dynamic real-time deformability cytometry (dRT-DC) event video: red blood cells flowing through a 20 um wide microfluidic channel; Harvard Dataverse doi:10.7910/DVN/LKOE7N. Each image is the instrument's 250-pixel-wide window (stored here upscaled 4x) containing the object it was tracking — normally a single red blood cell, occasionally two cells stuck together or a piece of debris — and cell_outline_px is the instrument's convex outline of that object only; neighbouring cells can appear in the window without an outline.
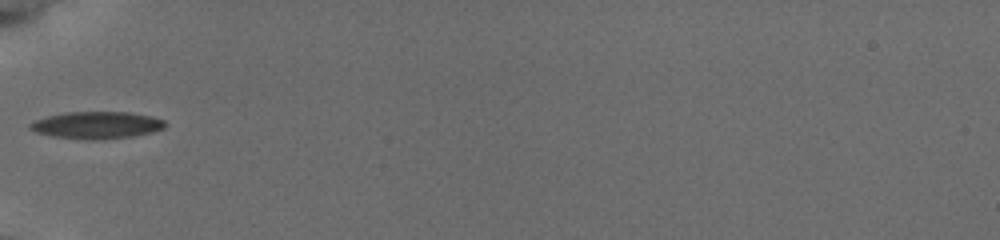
{"species": "common noctule bat (a hibernating species)", "species_latin": "Nyctalus noctula", "temperature_condition": "cold", "stored_images_in_passage": 15, "camera_frame_rate_fps": 3000, "um_per_image_px": 0.085, "animal": {"sex": "female", "body_mass_g": 19.5, "forearm_length_mm": 54.1}, "frame": {"image": 1, "passage_image": 1, "time_ms": 0.0, "image_size_px": [1000, 240], "cell_outline_px": [[164, 128], [152, 132], [132, 136], [100, 140], [92, 140], [52, 136], [36, 132], [28, 128], [28, 124], [36, 120], [48, 116], [64, 112], [132, 112], [152, 116], [164, 120]], "centroid_in_image_um": [8.21, 10.63], "position_along_channel_um": 76.8, "area_um2": 21.33}}
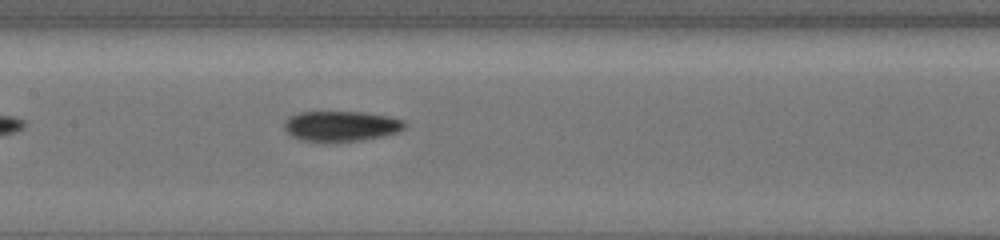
{"frame": {"image": 2, "passage_image": 8, "time_ms": 2.667, "image_size_px": [1000, 240], "cell_outline_px": [[408, 124], [400, 132], [384, 136], [360, 140], [328, 144], [324, 144], [300, 140], [292, 136], [284, 128], [284, 120], [288, 116], [300, 112], [364, 112], [388, 116], [404, 120]], "centroid_in_image_um": [28.98, 10.75], "position_along_channel_um": 178.4, "area_um2": 22.02}}
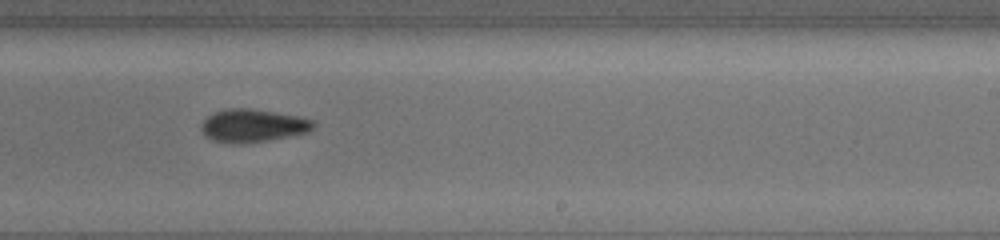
{"frame": {"image": 3, "passage_image": 11, "time_ms": 5.0, "image_size_px": [1000, 240], "cell_outline_px": [[316, 124], [312, 128], [304, 132], [268, 140], [236, 144], [216, 140], [208, 136], [200, 128], [204, 120], [208, 116], [216, 112], [228, 108], [248, 108], [296, 116], [312, 120]], "centroid_in_image_um": [21.47, 10.67], "position_along_channel_um": 267.5, "area_um2": 20.75}}